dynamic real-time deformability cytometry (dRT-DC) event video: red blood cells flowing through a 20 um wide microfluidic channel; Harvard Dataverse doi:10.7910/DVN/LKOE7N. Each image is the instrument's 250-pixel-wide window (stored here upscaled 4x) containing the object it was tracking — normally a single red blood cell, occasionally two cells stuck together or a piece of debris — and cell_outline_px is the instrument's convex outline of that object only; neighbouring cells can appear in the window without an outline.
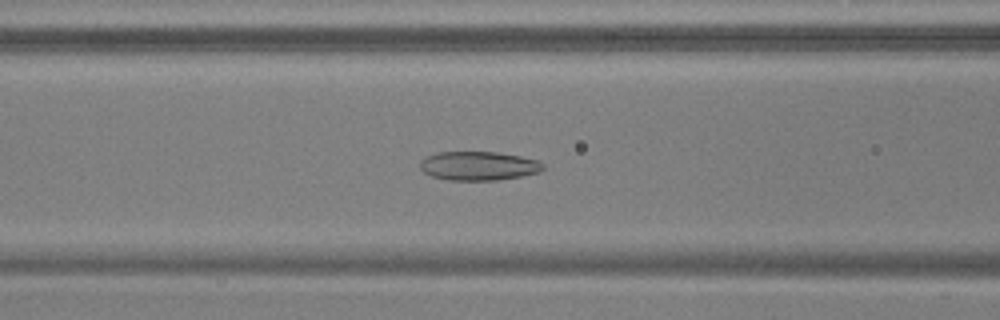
{"species": "common noctule bat (a hibernating species)", "species_latin": "Nyctalus noctula", "temperature_condition": "warm", "stored_images_in_passage": 44, "camera_frame_rate_fps": 3000, "um_per_image_px": 0.085, "animal": {"sex": "male", "body_mass_g": 17.9, "forearm_length_mm": 54.2}, "frame": {"image": 1, "passage_image": 22, "time_ms": 7.0, "image_size_px": [1000, 320], "cell_outline_px": [[544, 168], [540, 172], [520, 176], [496, 180], [448, 180], [432, 176], [424, 172], [420, 168], [420, 160], [424, 156], [436, 152], [496, 152], [520, 156], [540, 160], [544, 164]], "centroid_in_image_um": [40.67, 14.09], "position_along_channel_um": 125.9, "area_um2": 20.87}}
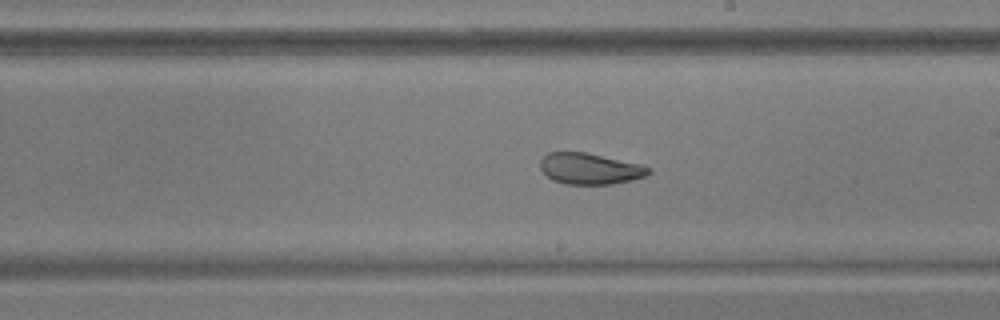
{"frame": {"image": 2, "passage_image": 31, "time_ms": 10.0, "image_size_px": [1000, 320], "cell_outline_px": [[652, 172], [648, 176], [632, 180], [612, 184], [564, 184], [552, 180], [540, 168], [540, 160], [548, 152], [584, 152], [640, 164], [652, 168]], "centroid_in_image_um": [50.17, 14.35], "position_along_channel_um": 238.8, "area_um2": 19.71}}
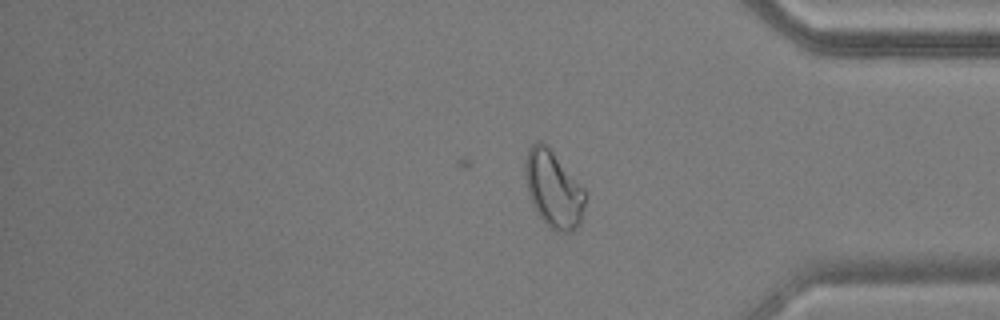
{"frame": {"image": 3, "passage_image": 44, "time_ms": 14.333, "image_size_px": [1000, 320], "cell_outline_px": [[588, 196], [580, 224], [572, 232], [556, 232], [536, 212], [528, 192], [524, 176], [524, 160], [528, 148], [536, 140], [540, 140], [548, 144], [584, 188]], "centroid_in_image_um": [47.06, 16.03], "position_along_channel_um": 388.1, "area_um2": 27.46}, "authors_computed_cell_mechanics": {"area_um2": 21.5883, "velocity_mm_per_s": 3.7657, "shape_relaxation_time_tau1_ms": 11.0907, "shape_relaxation_time_tau2_ms": 2.5885, "deformation_change_tau1": 0.2329, "deformation_change_tau2": 0.078}}